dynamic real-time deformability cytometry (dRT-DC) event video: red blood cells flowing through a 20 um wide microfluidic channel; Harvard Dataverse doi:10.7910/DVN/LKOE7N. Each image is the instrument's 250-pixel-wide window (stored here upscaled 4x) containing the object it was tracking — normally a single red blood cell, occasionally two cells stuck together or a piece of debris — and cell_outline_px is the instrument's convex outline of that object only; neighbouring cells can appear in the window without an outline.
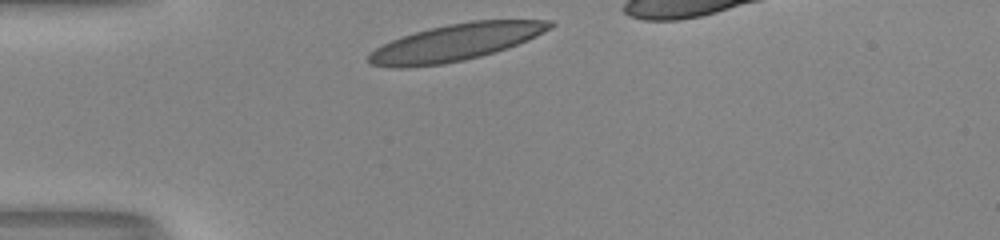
{"species": "human", "species_latin": "Homo sapiens", "temperature_condition": "room temperature", "stored_images_in_passage": 28, "camera_frame_rate_fps": 3000, "um_per_image_px": 0.085, "donor": {"sex": "male"}, "frame": {"image": 1, "passage_image": 1, "time_ms": 0.0, "image_size_px": [1000, 240], "cell_outline_px": [[556, 24], [552, 28], [528, 40], [480, 56], [464, 60], [444, 64], [400, 68], [392, 68], [368, 64], [368, 56], [376, 48], [392, 40], [428, 28], [448, 24], [472, 20], [552, 20]], "centroid_in_image_um": [38.73, 3.6], "position_along_channel_um": 46.3, "area_um2": 38.61}}
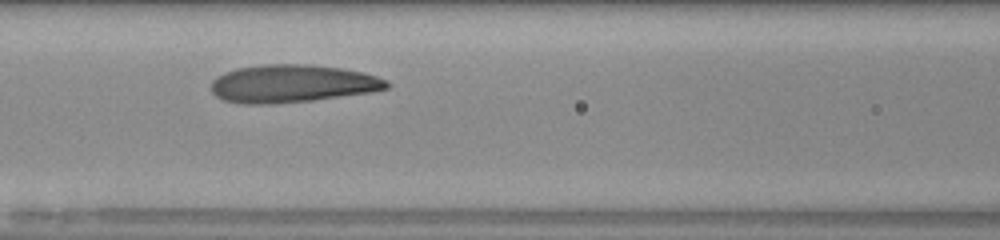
{"frame": {"image": 2, "passage_image": 10, "time_ms": 3.0, "image_size_px": [1000, 240], "cell_outline_px": [[392, 84], [388, 88], [372, 92], [312, 100], [272, 104], [244, 104], [224, 100], [216, 96], [212, 92], [212, 80], [216, 76], [224, 72], [236, 68], [264, 64], [308, 64], [340, 68], [360, 72], [376, 76], [388, 80]], "centroid_in_image_um": [24.83, 7.11], "position_along_channel_um": 141.8, "area_um2": 38.78}}
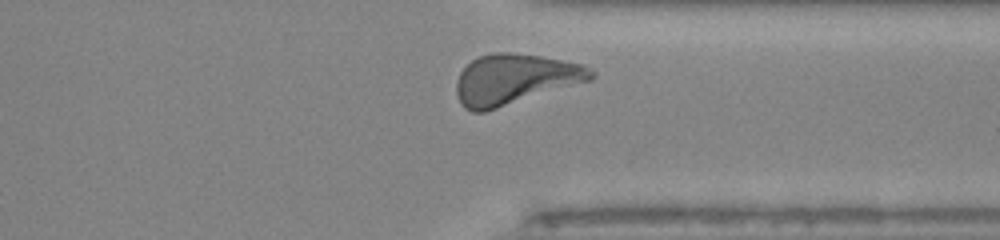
{"frame": {"image": 3, "passage_image": 27, "time_ms": 8.667, "image_size_px": [1000, 240], "cell_outline_px": [[596, 76], [592, 80], [484, 112], [472, 112], [464, 108], [460, 104], [456, 92], [456, 80], [460, 72], [472, 60], [480, 56], [496, 52], [508, 52], [540, 56], [584, 64], [596, 72]], "centroid_in_image_um": [43.77, 6.74], "position_along_channel_um": 367.6, "area_um2": 39.65}, "authors_computed_cell_mechanics": {"area_um2": 37.5411, "velocity_mm_per_s": 3.9924, "shape_relaxation_time_tau1_ms": 3.9556, "shape_relaxation_time_tau2_ms": 1.4376, "deformation_change_tau1": 0.1742, "deformation_change_tau2": 0.0924}}